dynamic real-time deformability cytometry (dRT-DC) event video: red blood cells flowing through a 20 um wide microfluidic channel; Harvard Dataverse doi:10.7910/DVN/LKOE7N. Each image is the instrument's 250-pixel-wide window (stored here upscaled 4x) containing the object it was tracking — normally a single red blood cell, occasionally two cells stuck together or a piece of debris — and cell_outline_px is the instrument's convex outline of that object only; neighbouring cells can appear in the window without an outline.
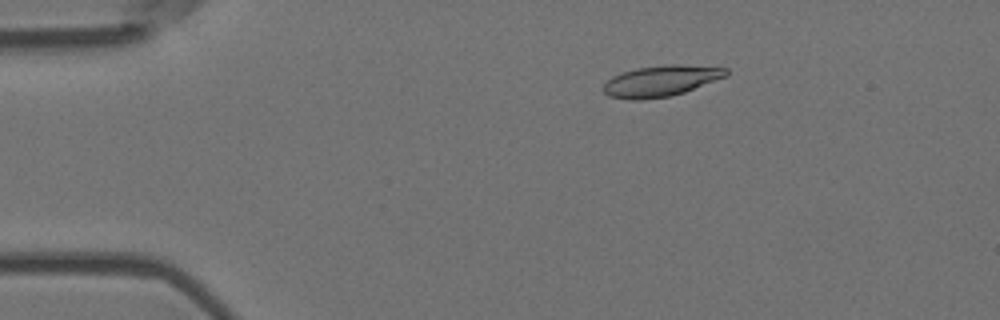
{"species": "Egyptian fruit bat (a non-hibernating species)", "species_latin": "Rousettus aegyptiacus", "temperature_condition": "room temperature", "stored_images_in_passage": 5, "camera_frame_rate_fps": 3000, "um_per_image_px": 0.085, "animal": {"sex": "female"}, "frame": {"image": 1, "passage_image": 2, "time_ms": 0.333, "image_size_px": [1000, 320], "cell_outline_px": [[728, 76], [684, 92], [668, 96], [640, 100], [632, 100], [608, 96], [600, 88], [612, 76], [636, 68], [668, 64], [676, 64], [728, 68]], "centroid_in_image_um": [56.17, 6.88], "position_along_channel_um": 28.8, "area_um2": 22.14}}
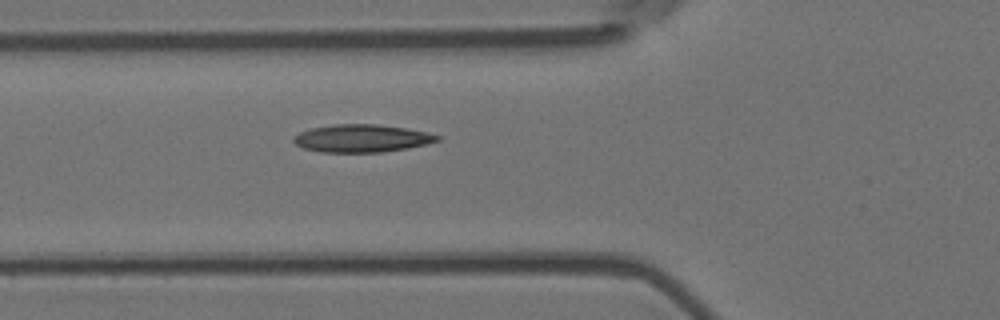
{"frame": {"image": 2, "passage_image": 5, "time_ms": 1.333, "image_size_px": [1000, 320], "cell_outline_px": [[440, 140], [408, 148], [380, 152], [320, 152], [304, 148], [296, 144], [292, 140], [292, 136], [308, 128], [332, 124], [376, 124], [404, 128], [428, 132], [440, 136]], "centroid_in_image_um": [30.7, 11.75], "position_along_channel_um": 95.1, "area_um2": 23.24}}